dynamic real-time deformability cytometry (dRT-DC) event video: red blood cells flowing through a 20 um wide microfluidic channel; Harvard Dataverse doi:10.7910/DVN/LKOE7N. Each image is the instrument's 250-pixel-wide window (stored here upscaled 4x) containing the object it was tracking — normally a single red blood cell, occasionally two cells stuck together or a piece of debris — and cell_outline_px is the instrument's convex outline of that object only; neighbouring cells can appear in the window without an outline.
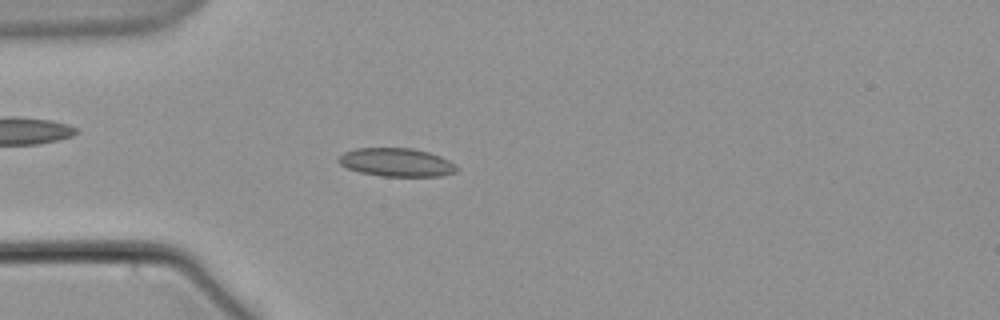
{"species": "common noctule bat (a hibernating species)", "species_latin": "Nyctalus noctula", "temperature_condition": "warm", "stored_images_in_passage": 5, "camera_frame_rate_fps": 3000, "um_per_image_px": 0.085, "animal": {"sex": "male", "body_mass_g": 21.5, "forearm_length_mm": 52.0}, "frame": {"image": 1, "passage_image": 5, "time_ms": 4.667, "image_size_px": [1000, 320], "cell_outline_px": [[460, 168], [456, 172], [444, 176], [380, 176], [360, 172], [348, 168], [340, 164], [336, 160], [344, 152], [356, 148], [412, 148], [428, 152], [440, 156], [456, 164]], "centroid_in_image_um": [33.73, 13.8], "position_along_channel_um": 51.3, "area_um2": 19.65}}